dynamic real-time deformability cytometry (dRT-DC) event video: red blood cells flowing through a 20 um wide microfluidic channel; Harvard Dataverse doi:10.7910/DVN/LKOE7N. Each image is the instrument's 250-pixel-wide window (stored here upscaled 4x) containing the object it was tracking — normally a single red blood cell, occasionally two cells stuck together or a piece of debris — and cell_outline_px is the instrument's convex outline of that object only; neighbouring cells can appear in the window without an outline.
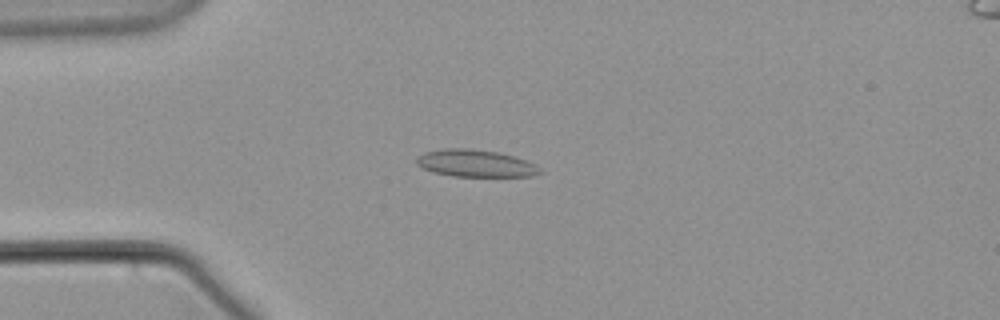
{"species": "common noctule bat (a hibernating species)", "species_latin": "Nyctalus noctula", "temperature_condition": "warm", "stored_images_in_passage": 58, "camera_frame_rate_fps": 3000, "um_per_image_px": 0.085, "animal": {"sex": "male", "body_mass_g": 21.5, "forearm_length_mm": 52.0}, "frame": {"image": 1, "passage_image": 16, "time_ms": 5.0, "image_size_px": [1000, 320], "cell_outline_px": [[540, 172], [532, 176], [452, 176], [432, 172], [416, 164], [416, 156], [424, 152], [444, 148], [472, 148], [500, 152], [524, 160], [540, 168]], "centroid_in_image_um": [40.34, 13.87], "position_along_channel_um": 44.7, "area_um2": 19.48}}
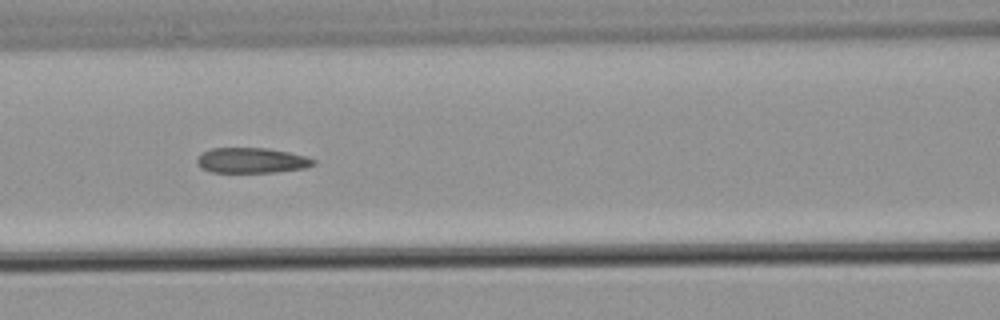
{"frame": {"image": 2, "passage_image": 26, "time_ms": 8.333, "image_size_px": [1000, 320], "cell_outline_px": [[316, 164], [304, 168], [276, 172], [212, 172], [200, 168], [196, 160], [204, 152], [212, 148], [268, 148], [308, 156], [316, 160]], "centroid_in_image_um": [21.43, 13.63], "position_along_channel_um": 145.2, "area_um2": 17.17}}
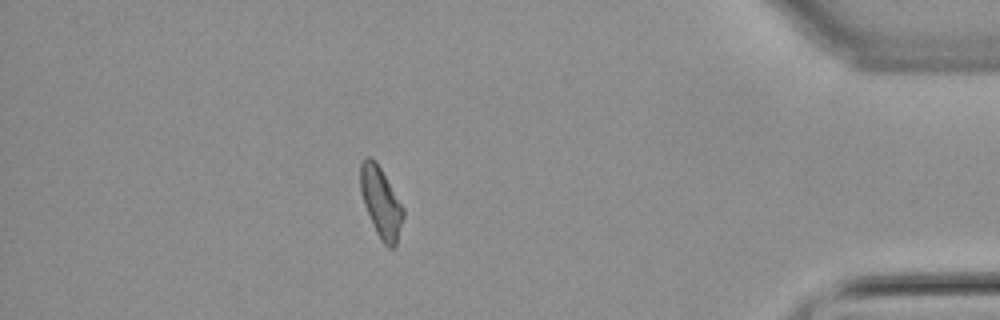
{"frame": {"image": 3, "passage_image": 51, "time_ms": 16.667, "image_size_px": [1000, 320], "cell_outline_px": [[404, 216], [396, 248], [388, 248], [380, 240], [376, 232], [364, 204], [360, 192], [360, 164], [364, 156], [372, 156], [376, 160], [404, 208]], "centroid_in_image_um": [32.38, 17.19], "position_along_channel_um": 402.8, "area_um2": 17.86}}